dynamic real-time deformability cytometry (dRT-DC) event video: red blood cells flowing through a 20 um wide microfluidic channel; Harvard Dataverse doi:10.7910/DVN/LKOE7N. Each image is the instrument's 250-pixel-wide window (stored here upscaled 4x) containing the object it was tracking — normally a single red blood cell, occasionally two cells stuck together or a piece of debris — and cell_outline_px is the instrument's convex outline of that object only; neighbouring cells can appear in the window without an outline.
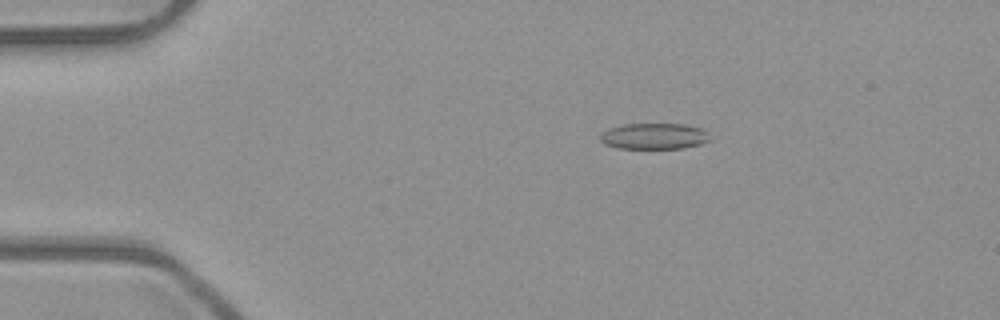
{"species": "common noctule bat (a hibernating species)", "species_latin": "Nyctalus noctula", "temperature_condition": "room temperature", "stored_images_in_passage": 46, "camera_frame_rate_fps": 3000, "um_per_image_px": 0.085, "animal": {"sex": "male", "body_mass_g": 23.1, "forearm_length_mm": 52.7}, "frame": {"image": 1, "passage_image": 4, "time_ms": 1.0, "image_size_px": [1000, 320], "cell_outline_px": [[712, 140], [700, 144], [684, 148], [616, 148], [604, 144], [600, 140], [600, 136], [608, 128], [620, 124], [684, 124], [700, 128], [708, 132]], "centroid_in_image_um": [55.61, 11.57], "position_along_channel_um": 29.4, "area_um2": 16.76}}
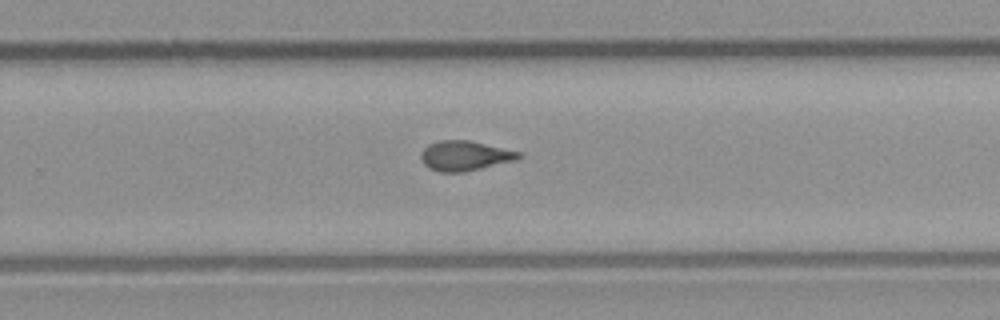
{"frame": {"image": 2, "passage_image": 28, "time_ms": 9.0, "image_size_px": [1000, 320], "cell_outline_px": [[524, 156], [516, 160], [464, 172], [440, 172], [428, 168], [424, 164], [420, 156], [420, 152], [428, 144], [440, 140], [468, 140], [520, 152]], "centroid_in_image_um": [39.49, 13.24], "position_along_channel_um": 290.3, "area_um2": 16.99}}
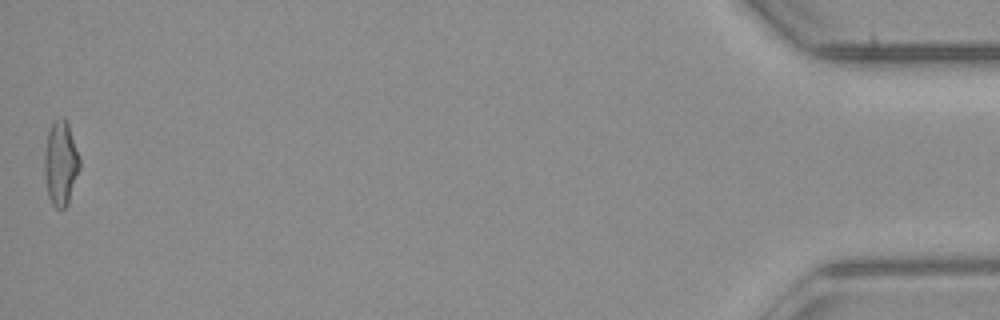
{"frame": {"image": 3, "passage_image": 46, "time_ms": 15.0, "image_size_px": [1000, 320], "cell_outline_px": [[80, 168], [68, 204], [64, 208], [56, 208], [52, 204], [48, 196], [44, 176], [44, 156], [48, 132], [52, 124], [60, 116], [64, 116], [68, 124], [80, 160]], "centroid_in_image_um": [5.15, 13.89], "position_along_channel_um": 430.0, "area_um2": 17.28}, "authors_computed_cell_mechanics": {"area_um2": 16.6753, "velocity_mm_per_s": 3.9999, "shape_relaxation_time_tau1_ms": null, "shape_relaxation_time_tau2_ms": 2.1792, "deformation_change_tau1": null, "deformation_change_tau2": 0.0954}}